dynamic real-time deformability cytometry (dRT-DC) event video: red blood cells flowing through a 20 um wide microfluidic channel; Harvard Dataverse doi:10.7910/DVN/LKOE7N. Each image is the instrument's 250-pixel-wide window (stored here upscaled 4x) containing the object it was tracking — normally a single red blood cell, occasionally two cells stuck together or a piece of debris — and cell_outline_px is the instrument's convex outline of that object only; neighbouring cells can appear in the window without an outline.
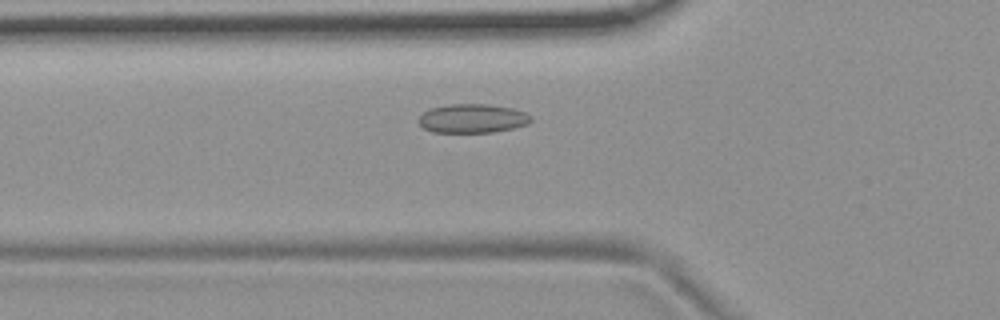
{"species": "common noctule bat (a hibernating species)", "species_latin": "Nyctalus noctula", "temperature_condition": "room temperature", "stored_images_in_passage": 49, "camera_frame_rate_fps": 3000, "um_per_image_px": 0.085, "animal": {"sex": "female", "body_mass_g": 19.9}, "frame": {"image": 1, "passage_image": 14, "time_ms": 4.333, "image_size_px": [1000, 320], "cell_outline_px": [[532, 120], [528, 124], [512, 128], [492, 132], [432, 132], [424, 128], [416, 120], [424, 112], [432, 108], [448, 104], [488, 104], [512, 108], [524, 112], [532, 116]], "centroid_in_image_um": [40.16, 10.06], "position_along_channel_um": 85.6, "area_um2": 18.9}}
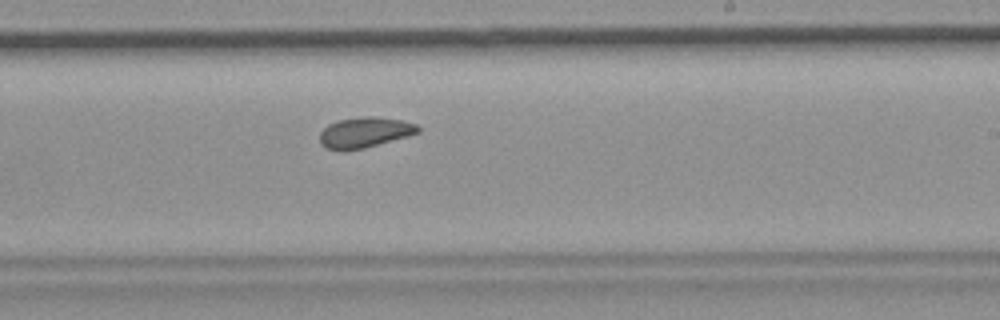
{"frame": {"image": 2, "passage_image": 28, "time_ms": 9.0, "image_size_px": [1000, 320], "cell_outline_px": [[420, 132], [408, 136], [364, 148], [344, 152], [340, 152], [324, 148], [320, 144], [320, 132], [328, 124], [340, 120], [364, 116], [372, 116], [400, 120], [416, 124], [420, 128]], "centroid_in_image_um": [30.95, 11.28], "position_along_channel_um": 258.0, "area_um2": 17.63}}
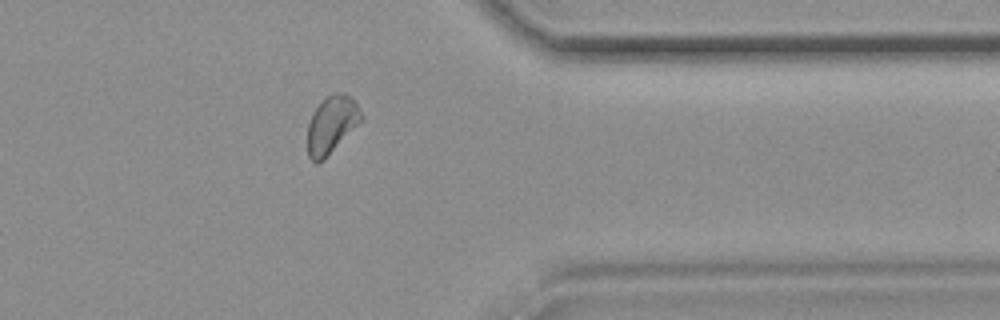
{"frame": {"image": 3, "passage_image": 39, "time_ms": 12.667, "image_size_px": [1000, 320], "cell_outline_px": [[364, 116], [324, 160], [316, 164], [308, 156], [308, 124], [312, 112], [328, 96], [336, 92], [344, 92], [356, 100]], "centroid_in_image_um": [28.18, 10.58], "position_along_channel_um": 383.2, "area_um2": 17.74}, "authors_computed_cell_mechanics": {"area_um2": 18.1492, "velocity_mm_per_s": 3.6917, "shape_relaxation_time_tau1_ms": null, "shape_relaxation_time_tau2_ms": 2.9386, "deformation_change_tau1": null, "deformation_change_tau2": 0.0761}}